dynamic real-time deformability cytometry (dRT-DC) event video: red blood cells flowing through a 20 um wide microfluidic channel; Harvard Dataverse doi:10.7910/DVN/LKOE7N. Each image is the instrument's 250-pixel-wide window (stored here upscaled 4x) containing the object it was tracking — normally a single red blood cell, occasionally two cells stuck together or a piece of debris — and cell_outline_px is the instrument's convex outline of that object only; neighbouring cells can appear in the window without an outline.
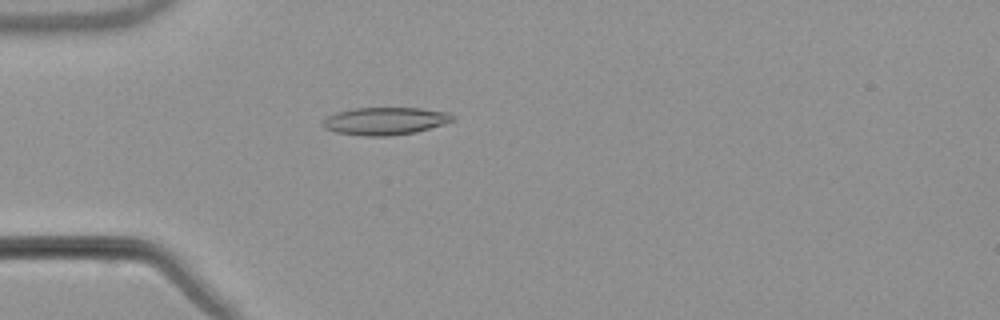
{"species": "common noctule bat (a hibernating species)", "species_latin": "Nyctalus noctula", "temperature_condition": "warm", "stored_images_in_passage": 54, "camera_frame_rate_fps": 3000, "um_per_image_px": 0.085, "animal": {"sex": "male", "body_mass_g": 21.5, "forearm_length_mm": 52.0}, "frame": {"image": 1, "passage_image": 16, "time_ms": 5.0, "image_size_px": [1000, 320], "cell_outline_px": [[456, 120], [416, 132], [388, 136], [364, 136], [336, 132], [324, 128], [324, 120], [328, 116], [336, 112], [352, 108], [420, 108], [448, 112]], "centroid_in_image_um": [32.74, 10.28], "position_along_channel_um": 52.3, "area_um2": 20.75}}
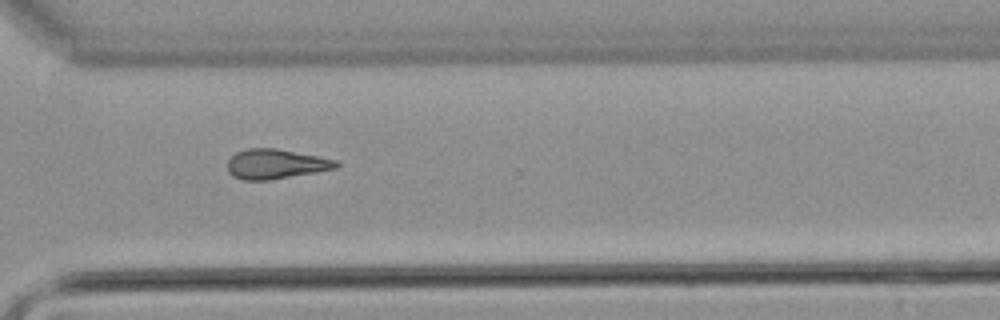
{"frame": {"image": 2, "passage_image": 40, "time_ms": 13.0, "image_size_px": [1000, 320], "cell_outline_px": [[340, 164], [336, 168], [316, 172], [268, 180], [240, 180], [232, 176], [228, 172], [228, 160], [236, 152], [248, 148], [276, 148], [320, 156], [340, 160]], "centroid_in_image_um": [23.46, 13.93], "position_along_channel_um": 347.1, "area_um2": 19.02}}
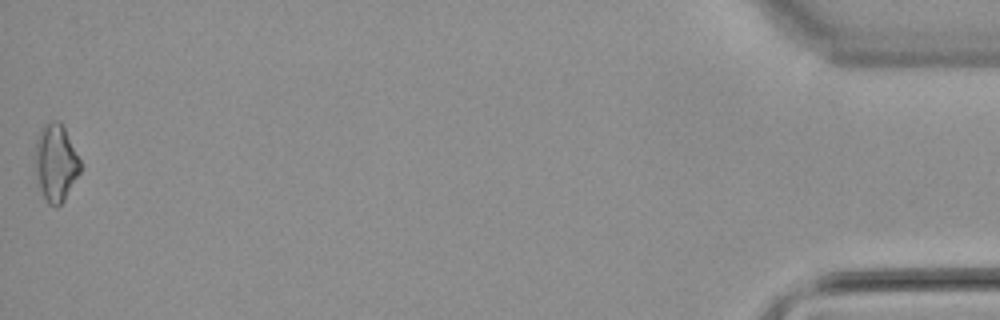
{"frame": {"image": 3, "passage_image": 54, "time_ms": 17.667, "image_size_px": [1000, 320], "cell_outline_px": [[80, 172], [64, 200], [56, 208], [48, 204], [40, 188], [36, 172], [36, 140], [40, 128], [44, 124], [52, 120], [60, 120], [80, 160]], "centroid_in_image_um": [4.74, 13.82], "position_along_channel_um": 430.5, "area_um2": 20.0}}